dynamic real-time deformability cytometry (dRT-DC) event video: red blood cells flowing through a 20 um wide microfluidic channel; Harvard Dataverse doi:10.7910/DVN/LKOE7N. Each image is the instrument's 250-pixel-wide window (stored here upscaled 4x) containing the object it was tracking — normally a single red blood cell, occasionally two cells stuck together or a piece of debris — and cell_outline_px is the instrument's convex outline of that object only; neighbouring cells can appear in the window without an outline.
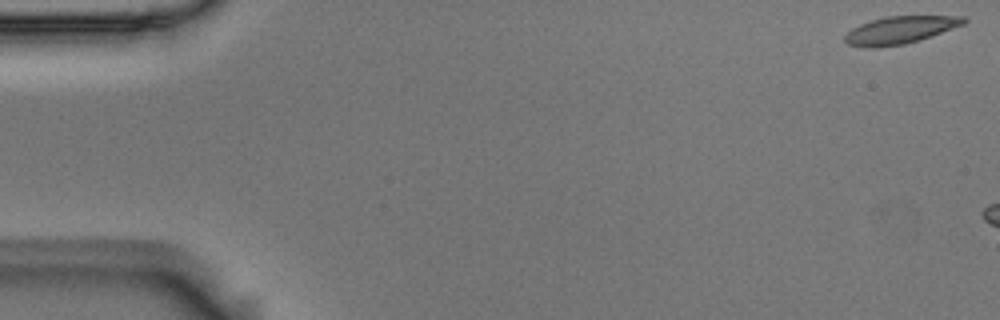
{"species": "Egyptian fruit bat (a non-hibernating species)", "species_latin": "Rousettus aegyptiacus", "temperature_condition": "room temperature", "stored_images_in_passage": 10, "camera_frame_rate_fps": 3000, "um_per_image_px": 0.085, "animal": {"sex": "male"}, "frame": {"image": 1, "passage_image": 1, "time_ms": 0.0, "image_size_px": [1000, 320], "cell_outline_px": [[968, 20], [964, 24], [920, 40], [904, 44], [872, 48], [868, 48], [848, 44], [844, 40], [844, 36], [852, 28], [860, 24], [872, 20], [888, 16], [964, 16]], "centroid_in_image_um": [76.5, 2.55], "position_along_channel_um": 8.5, "area_um2": 18.9}}